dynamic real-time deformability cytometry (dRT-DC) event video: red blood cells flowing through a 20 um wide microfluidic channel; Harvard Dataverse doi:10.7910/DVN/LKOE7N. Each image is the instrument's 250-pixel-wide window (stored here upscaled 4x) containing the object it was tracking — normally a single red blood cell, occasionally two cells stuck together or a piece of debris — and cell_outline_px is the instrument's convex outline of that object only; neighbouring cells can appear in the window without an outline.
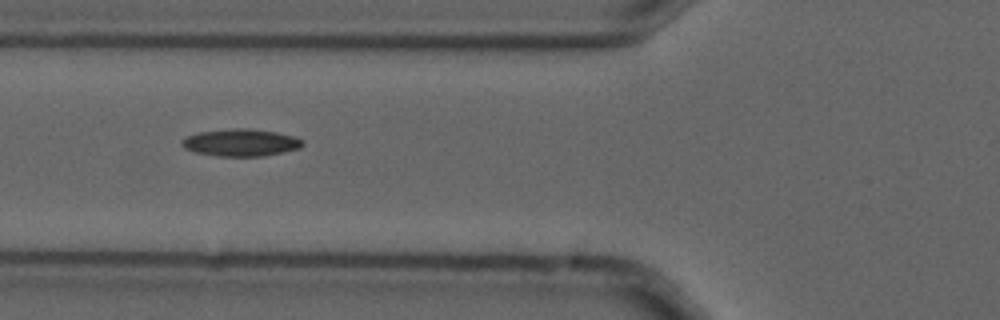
{"species": "common noctule bat (a hibernating species)", "species_latin": "Nyctalus noctula", "temperature_condition": "cold", "stored_images_in_passage": 2, "camera_frame_rate_fps": 3000, "um_per_image_px": 0.085, "animal": {"sex": "male", "forearm_length_mm": 52.5}, "frame": {"image": 1, "passage_image": 2, "time_ms": 0.333, "image_size_px": [1000, 320], "cell_outline_px": [[304, 144], [300, 148], [264, 156], [220, 156], [196, 152], [184, 148], [180, 144], [180, 140], [196, 132], [236, 128], [248, 128], [276, 132], [292, 136], [304, 140]], "centroid_in_image_um": [20.46, 12.11], "position_along_channel_um": 105.3, "area_um2": 19.13}}